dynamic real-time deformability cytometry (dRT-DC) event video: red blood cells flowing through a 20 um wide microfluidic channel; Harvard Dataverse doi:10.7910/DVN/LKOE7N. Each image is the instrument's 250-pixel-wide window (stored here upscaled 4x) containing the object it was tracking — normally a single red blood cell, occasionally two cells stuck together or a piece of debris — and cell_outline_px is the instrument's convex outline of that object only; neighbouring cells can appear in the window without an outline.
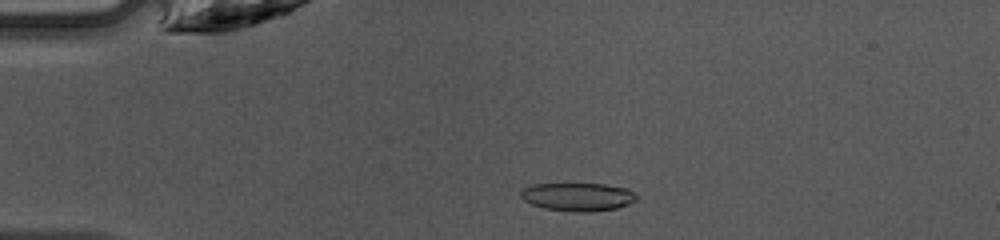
{"species": "common noctule bat (a hibernating species)", "species_latin": "Nyctalus noctula", "temperature_condition": "warm", "stored_images_in_passage": 47, "camera_frame_rate_fps": 3000, "um_per_image_px": 0.085, "animal": {"sex": "female", "body_mass_g": 10.0, "forearm_length_mm": 53.1}, "frame": {"image": 1, "passage_image": 11, "time_ms": 3.333, "image_size_px": [1000, 240], "cell_outline_px": [[640, 196], [636, 200], [628, 204], [616, 208], [592, 212], [576, 212], [544, 208], [532, 204], [524, 200], [520, 196], [520, 192], [524, 188], [532, 184], [604, 184], [628, 188]], "centroid_in_image_um": [49.15, 16.73], "position_along_channel_um": 35.8, "area_um2": 19.13}}
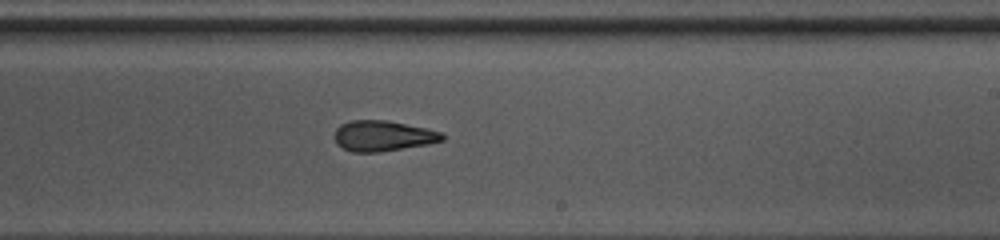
{"frame": {"image": 2, "passage_image": 29, "time_ms": 9.333, "image_size_px": [1000, 240], "cell_outline_px": [[444, 140], [428, 144], [380, 152], [352, 152], [336, 144], [336, 128], [340, 124], [352, 120], [388, 120], [428, 128], [440, 132], [444, 136]], "centroid_in_image_um": [32.56, 11.54], "position_along_channel_um": 256.4, "area_um2": 19.19}}
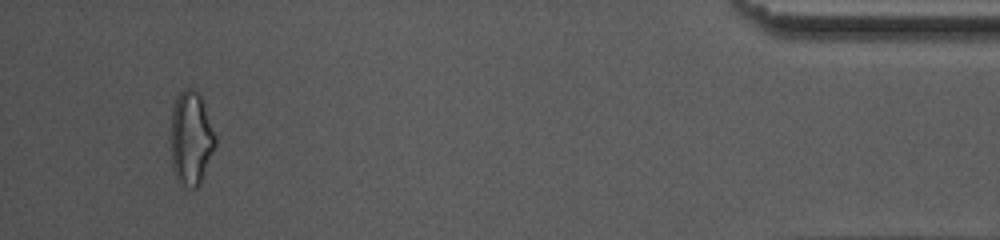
{"frame": {"image": 3, "passage_image": 45, "time_ms": 14.667, "image_size_px": [1000, 240], "cell_outline_px": [[216, 144], [200, 184], [196, 188], [192, 188], [176, 180], [172, 168], [172, 108], [180, 92], [184, 88], [192, 88], [200, 96], [204, 104], [216, 136]], "centroid_in_image_um": [16.25, 11.76], "position_along_channel_um": 419.0, "area_um2": 23.99}, "authors_computed_cell_mechanics": {"area_um2": 19.8254, "velocity_mm_per_s": 4.2644, "shape_relaxation_time_tau1_ms": null, "shape_relaxation_time_tau2_ms": 2.2969, "deformation_change_tau1": null, "deformation_change_tau2": 0.1149}}